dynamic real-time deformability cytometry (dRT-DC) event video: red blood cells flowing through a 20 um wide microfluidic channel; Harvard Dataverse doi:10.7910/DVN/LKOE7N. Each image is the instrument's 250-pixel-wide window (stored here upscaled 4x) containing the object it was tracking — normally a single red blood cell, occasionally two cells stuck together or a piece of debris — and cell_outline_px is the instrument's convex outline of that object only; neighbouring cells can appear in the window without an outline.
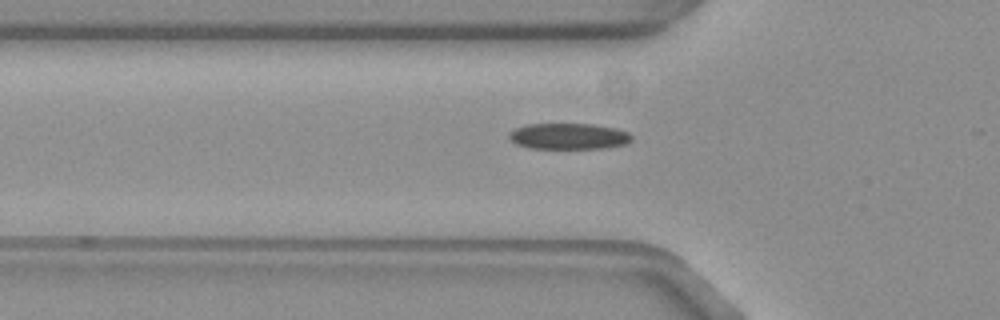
{"species": "common noctule bat (a hibernating species)", "species_latin": "Nyctalus noctula", "temperature_condition": "warm", "stored_images_in_passage": 27, "camera_frame_rate_fps": 3000, "um_per_image_px": 0.085, "animal": {"sex": "female", "body_mass_g": 19.3, "forearm_length_mm": 54.1}, "frame": {"image": 1, "passage_image": 5, "time_ms": 1.333, "image_size_px": [1000, 320], "cell_outline_px": [[632, 140], [624, 144], [604, 148], [532, 148], [516, 144], [508, 136], [516, 128], [524, 124], [592, 124], [616, 128], [628, 132], [632, 136]], "centroid_in_image_um": [48.36, 11.57], "position_along_channel_um": 77.4, "area_um2": 18.44}}
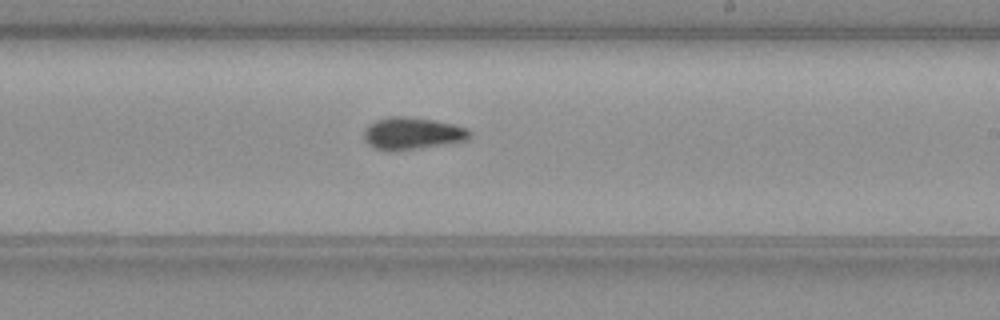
{"frame": {"image": 2, "passage_image": 19, "time_ms": 6.0, "image_size_px": [1000, 320], "cell_outline_px": [[472, 132], [468, 140], [396, 152], [388, 152], [376, 148], [368, 144], [364, 140], [364, 132], [368, 124], [376, 120], [388, 116], [404, 116], [432, 120], [452, 124], [464, 128]], "centroid_in_image_um": [34.99, 11.36], "position_along_channel_um": 254.0, "area_um2": 19.88}}